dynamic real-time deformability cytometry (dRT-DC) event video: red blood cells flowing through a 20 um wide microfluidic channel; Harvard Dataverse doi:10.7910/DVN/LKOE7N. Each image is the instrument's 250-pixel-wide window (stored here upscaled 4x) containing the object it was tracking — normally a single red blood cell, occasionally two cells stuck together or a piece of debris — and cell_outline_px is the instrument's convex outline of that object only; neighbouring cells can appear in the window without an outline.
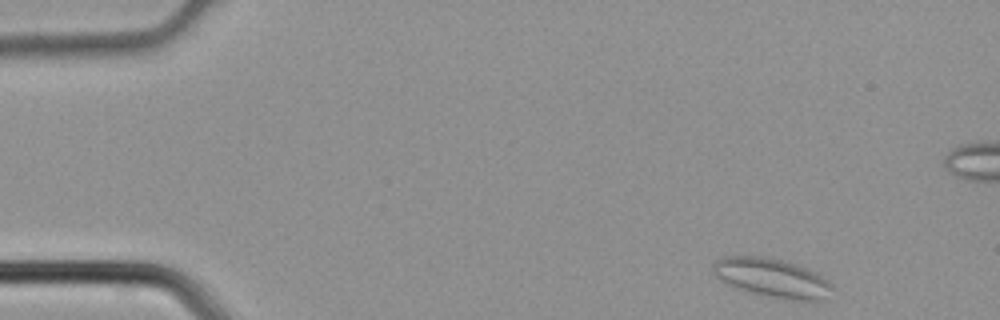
{"species": "common noctule bat (a hibernating species)", "species_latin": "Nyctalus noctula", "temperature_condition": "cold", "stored_images_in_passage": 42, "camera_frame_rate_fps": 3000, "um_per_image_px": 0.085, "animal": {"sex": "male", "body_mass_g": 21.5, "forearm_length_mm": 52.0}, "frame": {"image": 1, "passage_image": 1, "time_ms": 0.0, "image_size_px": [1000, 320], "cell_outline_px": [[836, 288], [824, 300], [816, 304], [768, 296], [748, 292], [732, 288], [720, 280], [712, 272], [712, 264], [716, 260], [724, 256], [760, 256], [780, 260], [796, 264], [828, 280]], "centroid_in_image_um": [65.64, 23.67], "position_along_channel_um": 19.4, "area_um2": 27.63}}
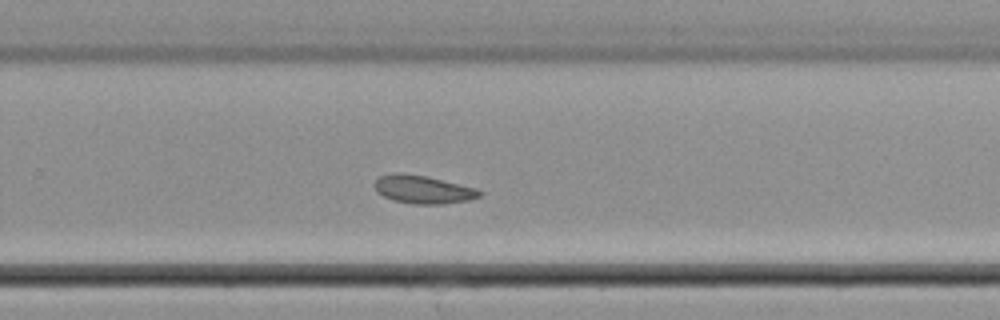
{"frame": {"image": 2, "passage_image": 26, "time_ms": 8.333, "image_size_px": [1000, 320], "cell_outline_px": [[484, 192], [480, 196], [468, 200], [444, 204], [412, 204], [392, 200], [376, 192], [372, 184], [380, 176], [392, 172], [400, 172], [424, 176], [476, 188]], "centroid_in_image_um": [35.91, 16.11], "position_along_channel_um": 293.9, "area_um2": 17.28}}
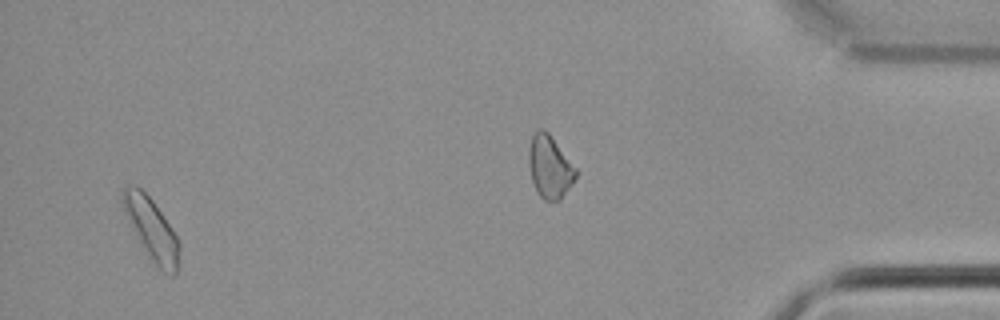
{"frame": {"image": 3, "passage_image": 40, "time_ms": 13.0, "image_size_px": [1000, 320], "cell_outline_px": [[180, 248], [176, 272], [172, 276], [164, 272], [144, 252], [124, 212], [120, 200], [120, 192], [128, 184], [136, 184], [152, 200], [176, 236], [180, 244]], "centroid_in_image_um": [12.82, 19.43], "position_along_channel_um": 422.4, "area_um2": 20.17}}